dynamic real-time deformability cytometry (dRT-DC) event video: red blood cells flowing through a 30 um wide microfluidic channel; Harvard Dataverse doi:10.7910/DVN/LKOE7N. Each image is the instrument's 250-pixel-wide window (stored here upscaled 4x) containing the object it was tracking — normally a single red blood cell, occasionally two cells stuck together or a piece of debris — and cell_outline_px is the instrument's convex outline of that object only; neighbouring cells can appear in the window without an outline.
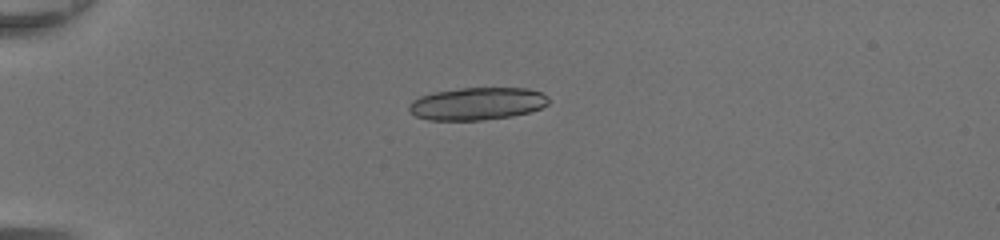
{"species": "common noctule bat (a hibernating species)", "species_latin": "Nyctalus noctula", "temperature_condition": "room temperature", "stored_images_in_passage": 35, "camera_frame_rate_fps": 3000, "um_per_image_px": 0.085, "animal": {"sex": "female", "body_mass_g": 20.0, "forearm_length_mm": 54.0}, "frame": {"image": 1, "passage_image": 1, "time_ms": 0.0, "image_size_px": [1000, 240], "cell_outline_px": [[548, 104], [540, 108], [528, 112], [512, 116], [480, 120], [428, 120], [416, 116], [408, 108], [408, 104], [412, 100], [420, 96], [436, 92], [460, 88], [528, 88], [540, 92], [548, 96]], "centroid_in_image_um": [40.55, 8.81], "position_along_channel_um": 44.4, "area_um2": 26.36}}
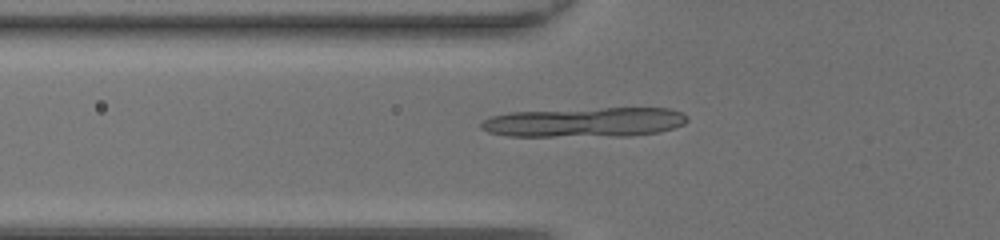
{"frame": {"image": 2, "passage_image": 6, "time_ms": 1.667, "image_size_px": [1000, 240], "cell_outline_px": [[688, 120], [684, 124], [672, 128], [656, 132], [628, 136], [508, 136], [488, 132], [480, 128], [480, 124], [484, 120], [492, 116], [508, 112], [600, 108], [668, 108], [684, 112], [688, 116]], "centroid_in_image_um": [49.72, 10.39], "position_along_channel_um": 76.1, "area_um2": 35.66}}